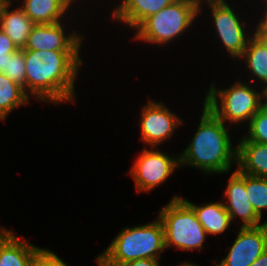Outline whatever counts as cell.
I'll use <instances>...</instances> for the list:
<instances>
[{
    "mask_svg": "<svg viewBox=\"0 0 267 266\" xmlns=\"http://www.w3.org/2000/svg\"><path fill=\"white\" fill-rule=\"evenodd\" d=\"M26 88L44 101H68L73 98L74 79L82 65L79 50H26Z\"/></svg>",
    "mask_w": 267,
    "mask_h": 266,
    "instance_id": "cell-1",
    "label": "cell"
},
{
    "mask_svg": "<svg viewBox=\"0 0 267 266\" xmlns=\"http://www.w3.org/2000/svg\"><path fill=\"white\" fill-rule=\"evenodd\" d=\"M201 117L191 144L178 157L180 164H190L207 173L227 172L231 168V160L237 161V148L232 147L224 122L205 104Z\"/></svg>",
    "mask_w": 267,
    "mask_h": 266,
    "instance_id": "cell-2",
    "label": "cell"
},
{
    "mask_svg": "<svg viewBox=\"0 0 267 266\" xmlns=\"http://www.w3.org/2000/svg\"><path fill=\"white\" fill-rule=\"evenodd\" d=\"M165 248L164 228L158 219L144 226L124 228L97 262L99 266H120L138 259L158 260Z\"/></svg>",
    "mask_w": 267,
    "mask_h": 266,
    "instance_id": "cell-3",
    "label": "cell"
},
{
    "mask_svg": "<svg viewBox=\"0 0 267 266\" xmlns=\"http://www.w3.org/2000/svg\"><path fill=\"white\" fill-rule=\"evenodd\" d=\"M164 228L165 247L175 245L179 249L202 248L205 229L194 210L181 198L175 196L158 217Z\"/></svg>",
    "mask_w": 267,
    "mask_h": 266,
    "instance_id": "cell-4",
    "label": "cell"
},
{
    "mask_svg": "<svg viewBox=\"0 0 267 266\" xmlns=\"http://www.w3.org/2000/svg\"><path fill=\"white\" fill-rule=\"evenodd\" d=\"M200 6L191 0H176L158 13L150 15L137 28V39L168 43L180 35L195 19Z\"/></svg>",
    "mask_w": 267,
    "mask_h": 266,
    "instance_id": "cell-5",
    "label": "cell"
},
{
    "mask_svg": "<svg viewBox=\"0 0 267 266\" xmlns=\"http://www.w3.org/2000/svg\"><path fill=\"white\" fill-rule=\"evenodd\" d=\"M218 93V94H217ZM217 96L220 98L221 107L218 106ZM262 95L243 83H236L227 90L216 91L214 85L205 99V105L223 122H239L251 119L263 106ZM221 109H220V108Z\"/></svg>",
    "mask_w": 267,
    "mask_h": 266,
    "instance_id": "cell-6",
    "label": "cell"
},
{
    "mask_svg": "<svg viewBox=\"0 0 267 266\" xmlns=\"http://www.w3.org/2000/svg\"><path fill=\"white\" fill-rule=\"evenodd\" d=\"M177 165H181L179 159L169 158L168 155L157 150L145 149L137 158L130 174L135 180L137 191H149L164 182L175 167H178Z\"/></svg>",
    "mask_w": 267,
    "mask_h": 266,
    "instance_id": "cell-7",
    "label": "cell"
},
{
    "mask_svg": "<svg viewBox=\"0 0 267 266\" xmlns=\"http://www.w3.org/2000/svg\"><path fill=\"white\" fill-rule=\"evenodd\" d=\"M267 249V222L241 227L226 258L216 266H250Z\"/></svg>",
    "mask_w": 267,
    "mask_h": 266,
    "instance_id": "cell-8",
    "label": "cell"
},
{
    "mask_svg": "<svg viewBox=\"0 0 267 266\" xmlns=\"http://www.w3.org/2000/svg\"><path fill=\"white\" fill-rule=\"evenodd\" d=\"M216 30L227 51L236 58L242 57L249 38H245L244 29L234 11L224 0H211Z\"/></svg>",
    "mask_w": 267,
    "mask_h": 266,
    "instance_id": "cell-9",
    "label": "cell"
},
{
    "mask_svg": "<svg viewBox=\"0 0 267 266\" xmlns=\"http://www.w3.org/2000/svg\"><path fill=\"white\" fill-rule=\"evenodd\" d=\"M141 115V139L151 146L168 139L181 124V119L160 103H149Z\"/></svg>",
    "mask_w": 267,
    "mask_h": 266,
    "instance_id": "cell-10",
    "label": "cell"
},
{
    "mask_svg": "<svg viewBox=\"0 0 267 266\" xmlns=\"http://www.w3.org/2000/svg\"><path fill=\"white\" fill-rule=\"evenodd\" d=\"M60 22L35 24L28 36L26 50H79L81 37H66Z\"/></svg>",
    "mask_w": 267,
    "mask_h": 266,
    "instance_id": "cell-11",
    "label": "cell"
},
{
    "mask_svg": "<svg viewBox=\"0 0 267 266\" xmlns=\"http://www.w3.org/2000/svg\"><path fill=\"white\" fill-rule=\"evenodd\" d=\"M225 195L229 204H224L231 220L239 215L242 217V227H258L260 217L254 211L245 188V174L236 170L232 173Z\"/></svg>",
    "mask_w": 267,
    "mask_h": 266,
    "instance_id": "cell-12",
    "label": "cell"
},
{
    "mask_svg": "<svg viewBox=\"0 0 267 266\" xmlns=\"http://www.w3.org/2000/svg\"><path fill=\"white\" fill-rule=\"evenodd\" d=\"M39 250L21 242L7 229L0 234V266H34Z\"/></svg>",
    "mask_w": 267,
    "mask_h": 266,
    "instance_id": "cell-13",
    "label": "cell"
},
{
    "mask_svg": "<svg viewBox=\"0 0 267 266\" xmlns=\"http://www.w3.org/2000/svg\"><path fill=\"white\" fill-rule=\"evenodd\" d=\"M237 148L238 170L246 175L267 178V144L241 140Z\"/></svg>",
    "mask_w": 267,
    "mask_h": 266,
    "instance_id": "cell-14",
    "label": "cell"
},
{
    "mask_svg": "<svg viewBox=\"0 0 267 266\" xmlns=\"http://www.w3.org/2000/svg\"><path fill=\"white\" fill-rule=\"evenodd\" d=\"M176 0H124L114 11V18L138 27L150 15L158 13Z\"/></svg>",
    "mask_w": 267,
    "mask_h": 266,
    "instance_id": "cell-15",
    "label": "cell"
},
{
    "mask_svg": "<svg viewBox=\"0 0 267 266\" xmlns=\"http://www.w3.org/2000/svg\"><path fill=\"white\" fill-rule=\"evenodd\" d=\"M71 3L68 0H25L21 8L34 24L58 23Z\"/></svg>",
    "mask_w": 267,
    "mask_h": 266,
    "instance_id": "cell-16",
    "label": "cell"
},
{
    "mask_svg": "<svg viewBox=\"0 0 267 266\" xmlns=\"http://www.w3.org/2000/svg\"><path fill=\"white\" fill-rule=\"evenodd\" d=\"M183 200L194 210L207 234H221L230 225L231 218L224 204L210 203L199 207Z\"/></svg>",
    "mask_w": 267,
    "mask_h": 266,
    "instance_id": "cell-17",
    "label": "cell"
},
{
    "mask_svg": "<svg viewBox=\"0 0 267 266\" xmlns=\"http://www.w3.org/2000/svg\"><path fill=\"white\" fill-rule=\"evenodd\" d=\"M34 25L21 8L10 12L7 8L1 19L0 29L5 32L18 49H23Z\"/></svg>",
    "mask_w": 267,
    "mask_h": 266,
    "instance_id": "cell-18",
    "label": "cell"
},
{
    "mask_svg": "<svg viewBox=\"0 0 267 266\" xmlns=\"http://www.w3.org/2000/svg\"><path fill=\"white\" fill-rule=\"evenodd\" d=\"M28 96L22 86L0 73V119H5L14 108L28 102Z\"/></svg>",
    "mask_w": 267,
    "mask_h": 266,
    "instance_id": "cell-19",
    "label": "cell"
},
{
    "mask_svg": "<svg viewBox=\"0 0 267 266\" xmlns=\"http://www.w3.org/2000/svg\"><path fill=\"white\" fill-rule=\"evenodd\" d=\"M249 39L242 57L246 56L247 66L261 81L267 83V46L254 33Z\"/></svg>",
    "mask_w": 267,
    "mask_h": 266,
    "instance_id": "cell-20",
    "label": "cell"
},
{
    "mask_svg": "<svg viewBox=\"0 0 267 266\" xmlns=\"http://www.w3.org/2000/svg\"><path fill=\"white\" fill-rule=\"evenodd\" d=\"M245 188L254 211L261 218V209L267 208V178L245 174Z\"/></svg>",
    "mask_w": 267,
    "mask_h": 266,
    "instance_id": "cell-21",
    "label": "cell"
},
{
    "mask_svg": "<svg viewBox=\"0 0 267 266\" xmlns=\"http://www.w3.org/2000/svg\"><path fill=\"white\" fill-rule=\"evenodd\" d=\"M26 65L24 61V52L18 49L10 54L7 59L6 73H4L11 81L19 84L25 91L26 87Z\"/></svg>",
    "mask_w": 267,
    "mask_h": 266,
    "instance_id": "cell-22",
    "label": "cell"
},
{
    "mask_svg": "<svg viewBox=\"0 0 267 266\" xmlns=\"http://www.w3.org/2000/svg\"><path fill=\"white\" fill-rule=\"evenodd\" d=\"M248 141L267 144V108L262 106L249 121Z\"/></svg>",
    "mask_w": 267,
    "mask_h": 266,
    "instance_id": "cell-23",
    "label": "cell"
},
{
    "mask_svg": "<svg viewBox=\"0 0 267 266\" xmlns=\"http://www.w3.org/2000/svg\"><path fill=\"white\" fill-rule=\"evenodd\" d=\"M17 50L12 40L0 29V73H6L7 59Z\"/></svg>",
    "mask_w": 267,
    "mask_h": 266,
    "instance_id": "cell-24",
    "label": "cell"
},
{
    "mask_svg": "<svg viewBox=\"0 0 267 266\" xmlns=\"http://www.w3.org/2000/svg\"><path fill=\"white\" fill-rule=\"evenodd\" d=\"M34 266H67V265L51 251L40 249L36 255Z\"/></svg>",
    "mask_w": 267,
    "mask_h": 266,
    "instance_id": "cell-25",
    "label": "cell"
},
{
    "mask_svg": "<svg viewBox=\"0 0 267 266\" xmlns=\"http://www.w3.org/2000/svg\"><path fill=\"white\" fill-rule=\"evenodd\" d=\"M120 266H159V264L156 259L146 258L124 263Z\"/></svg>",
    "mask_w": 267,
    "mask_h": 266,
    "instance_id": "cell-26",
    "label": "cell"
},
{
    "mask_svg": "<svg viewBox=\"0 0 267 266\" xmlns=\"http://www.w3.org/2000/svg\"><path fill=\"white\" fill-rule=\"evenodd\" d=\"M255 34L263 41L267 46V28L264 25H258Z\"/></svg>",
    "mask_w": 267,
    "mask_h": 266,
    "instance_id": "cell-27",
    "label": "cell"
},
{
    "mask_svg": "<svg viewBox=\"0 0 267 266\" xmlns=\"http://www.w3.org/2000/svg\"><path fill=\"white\" fill-rule=\"evenodd\" d=\"M250 266H267V249Z\"/></svg>",
    "mask_w": 267,
    "mask_h": 266,
    "instance_id": "cell-28",
    "label": "cell"
},
{
    "mask_svg": "<svg viewBox=\"0 0 267 266\" xmlns=\"http://www.w3.org/2000/svg\"><path fill=\"white\" fill-rule=\"evenodd\" d=\"M11 0H0V24H1V19L3 15L5 14V11L7 8L10 6L9 4Z\"/></svg>",
    "mask_w": 267,
    "mask_h": 266,
    "instance_id": "cell-29",
    "label": "cell"
},
{
    "mask_svg": "<svg viewBox=\"0 0 267 266\" xmlns=\"http://www.w3.org/2000/svg\"><path fill=\"white\" fill-rule=\"evenodd\" d=\"M262 93H263L262 97L264 96L266 98V100H265L266 102H263V106H265L267 108V86L264 88Z\"/></svg>",
    "mask_w": 267,
    "mask_h": 266,
    "instance_id": "cell-30",
    "label": "cell"
},
{
    "mask_svg": "<svg viewBox=\"0 0 267 266\" xmlns=\"http://www.w3.org/2000/svg\"><path fill=\"white\" fill-rule=\"evenodd\" d=\"M267 12V11H266ZM258 25H264L267 28V13L265 15L264 20H261Z\"/></svg>",
    "mask_w": 267,
    "mask_h": 266,
    "instance_id": "cell-31",
    "label": "cell"
},
{
    "mask_svg": "<svg viewBox=\"0 0 267 266\" xmlns=\"http://www.w3.org/2000/svg\"><path fill=\"white\" fill-rule=\"evenodd\" d=\"M191 1H194L195 3H197L198 5H200V2H202L201 0H191ZM211 0H207V2H209Z\"/></svg>",
    "mask_w": 267,
    "mask_h": 266,
    "instance_id": "cell-32",
    "label": "cell"
},
{
    "mask_svg": "<svg viewBox=\"0 0 267 266\" xmlns=\"http://www.w3.org/2000/svg\"><path fill=\"white\" fill-rule=\"evenodd\" d=\"M181 266H195V265H193V264H188V263H184V264H182Z\"/></svg>",
    "mask_w": 267,
    "mask_h": 266,
    "instance_id": "cell-33",
    "label": "cell"
}]
</instances>
